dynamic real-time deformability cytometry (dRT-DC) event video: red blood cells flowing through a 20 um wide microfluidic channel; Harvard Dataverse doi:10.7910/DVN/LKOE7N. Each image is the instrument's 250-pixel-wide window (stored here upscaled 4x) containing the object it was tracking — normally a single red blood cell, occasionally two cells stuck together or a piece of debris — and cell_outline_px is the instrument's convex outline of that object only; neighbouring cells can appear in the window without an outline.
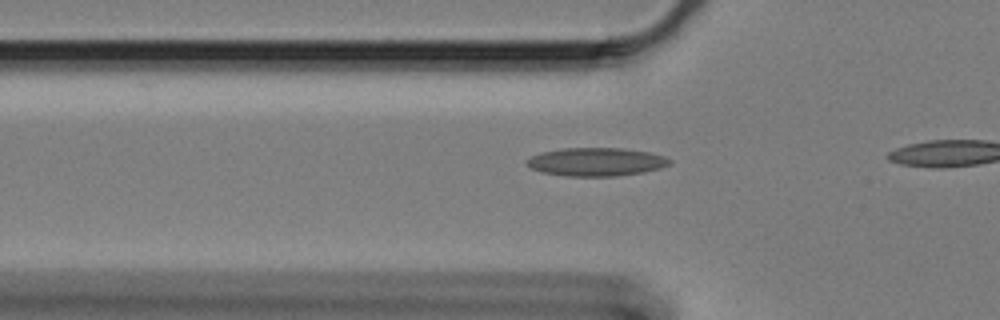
{"species": "Egyptian fruit bat (a non-hibernating species)", "species_latin": "Rousettus aegyptiacus", "temperature_condition": "cold", "stored_images_in_passage": 11, "camera_frame_rate_fps": 3000, "um_per_image_px": 0.085, "animal": {"sex": "female"}, "frame": {"image": 1, "passage_image": 8, "time_ms": 2.333, "image_size_px": [1000, 320], "cell_outline_px": [[672, 164], [660, 168], [644, 172], [612, 176], [568, 176], [544, 172], [532, 168], [528, 164], [528, 160], [532, 156], [540, 152], [560, 148], [620, 148], [648, 152], [664, 156], [672, 160]], "centroid_in_image_um": [50.72, 13.75], "position_along_channel_um": 75.1, "area_um2": 23.35}}